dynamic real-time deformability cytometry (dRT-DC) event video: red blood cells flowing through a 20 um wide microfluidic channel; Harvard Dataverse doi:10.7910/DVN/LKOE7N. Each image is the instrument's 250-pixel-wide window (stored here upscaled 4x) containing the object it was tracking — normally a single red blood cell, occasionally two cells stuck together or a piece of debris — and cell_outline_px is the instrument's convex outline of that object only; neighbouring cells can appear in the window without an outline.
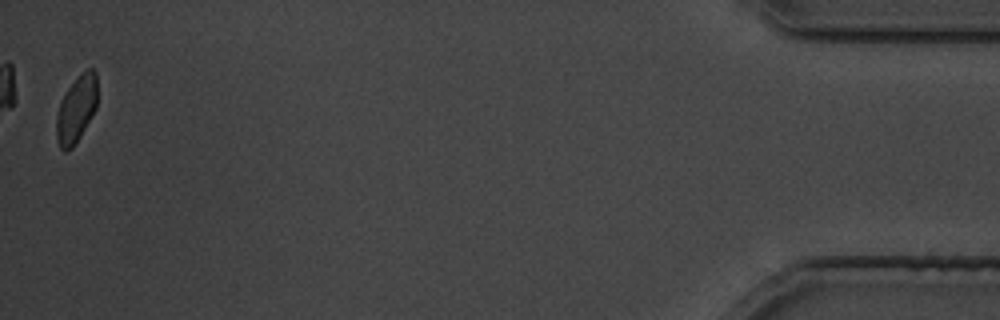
{"species": "common noctule bat (a hibernating species)", "species_latin": "Nyctalus noctula", "temperature_condition": "cold", "stored_images_in_passage": 33, "camera_frame_rate_fps": 3000, "um_per_image_px": 0.085, "animal": {"sex": "male", "body_mass_g": 19.5, "forearm_length_mm": 54.6}, "frame": {"image": 1, "passage_image": 33, "time_ms": 39.667, "image_size_px": [1000, 320], "cell_outline_px": [[96, 108], [80, 136], [72, 148], [64, 152], [60, 148], [56, 136], [56, 116], [60, 100], [68, 88], [80, 72], [88, 68], [92, 68], [96, 72]], "centroid_in_image_um": [6.47, 9.26], "position_along_channel_um": 428.7, "area_um2": 15.9}}